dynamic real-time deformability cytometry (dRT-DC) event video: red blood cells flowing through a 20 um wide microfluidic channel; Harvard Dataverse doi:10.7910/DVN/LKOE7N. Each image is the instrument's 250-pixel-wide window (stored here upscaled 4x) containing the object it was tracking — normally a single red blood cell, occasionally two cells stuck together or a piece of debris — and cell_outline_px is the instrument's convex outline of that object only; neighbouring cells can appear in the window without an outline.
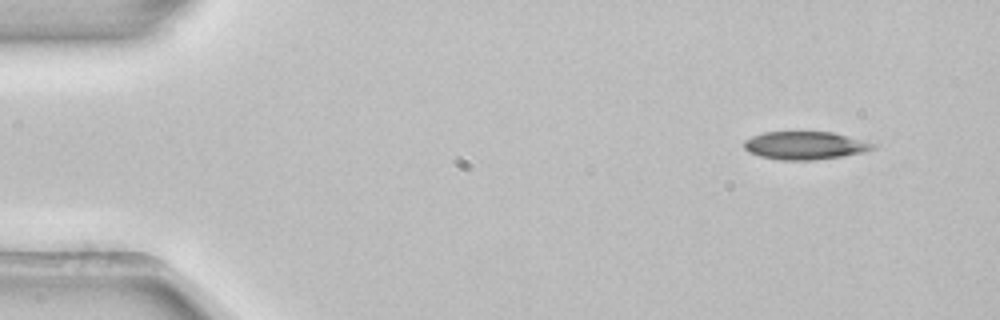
{"species": "common noctule bat (a hibernating species)", "species_latin": "Nyctalus noctula", "temperature_condition": "room temperature", "stored_images_in_passage": 4, "camera_frame_rate_fps": 3000, "um_per_image_px": 0.085, "animal": {"sex": "female", "body_mass_g": 22.7, "forearm_length_mm": 54.2}, "frame": {"image": 1, "passage_image": 1, "time_ms": 0.0, "image_size_px": [1000, 320], "cell_outline_px": [[880, 144], [876, 148], [864, 152], [840, 156], [812, 160], [780, 160], [760, 156], [748, 152], [744, 148], [744, 140], [752, 136], [764, 132], [832, 132]], "centroid_in_image_um": [68.45, 12.36], "position_along_channel_um": 16.5, "area_um2": 21.1}}
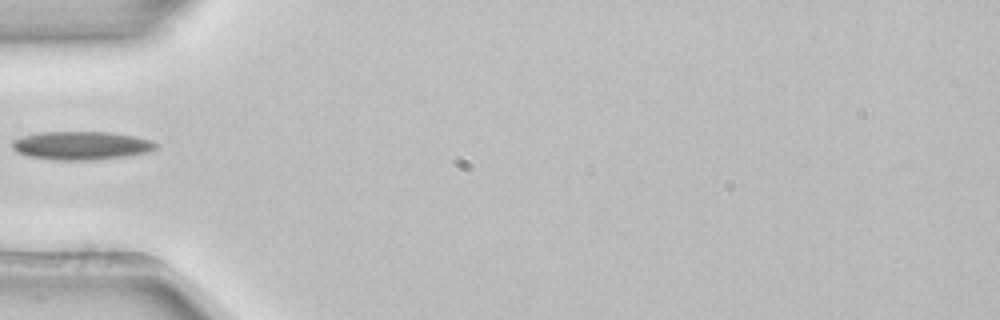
{"frame": {"image": 2, "passage_image": 4, "time_ms": 1.0, "image_size_px": [1000, 320], "cell_outline_px": [[160, 144], [156, 148], [148, 152], [124, 156], [92, 160], [56, 160], [28, 156], [16, 152], [12, 148], [12, 140], [20, 136], [36, 132], [108, 132], [136, 136], [152, 140]], "centroid_in_image_um": [6.89, 12.36], "position_along_channel_um": 78.1, "area_um2": 23.99}}